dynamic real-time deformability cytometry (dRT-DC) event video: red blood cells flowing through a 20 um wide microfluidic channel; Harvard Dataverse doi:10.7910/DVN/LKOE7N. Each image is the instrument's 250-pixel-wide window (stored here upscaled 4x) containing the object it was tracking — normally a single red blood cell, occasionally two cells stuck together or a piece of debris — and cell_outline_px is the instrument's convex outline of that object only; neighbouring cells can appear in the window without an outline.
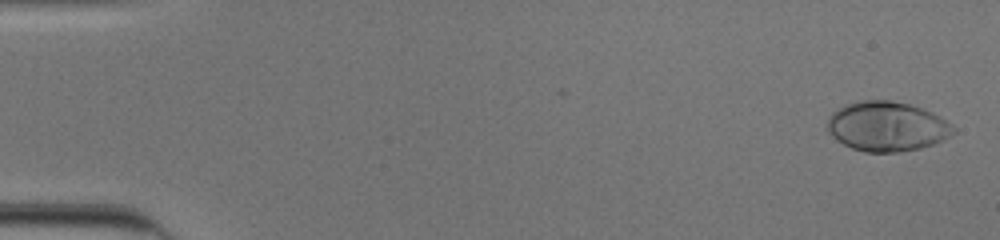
{"species": "human", "species_latin": "Homo sapiens", "temperature_condition": "cold", "stored_images_in_passage": 53, "camera_frame_rate_fps": 3000, "um_per_image_px": 0.085, "donor": {"sex": "male"}, "frame": {"image": 1, "passage_image": 2, "time_ms": 0.333, "image_size_px": [1000, 240], "cell_outline_px": [[956, 132], [952, 136], [932, 144], [920, 148], [896, 152], [864, 152], [852, 148], [836, 140], [828, 132], [828, 120], [832, 112], [848, 104], [860, 100], [892, 100], [908, 104], [932, 112], [940, 116], [952, 124], [956, 128]], "centroid_in_image_um": [75.41, 10.75], "position_along_channel_um": 9.6, "area_um2": 36.47}}
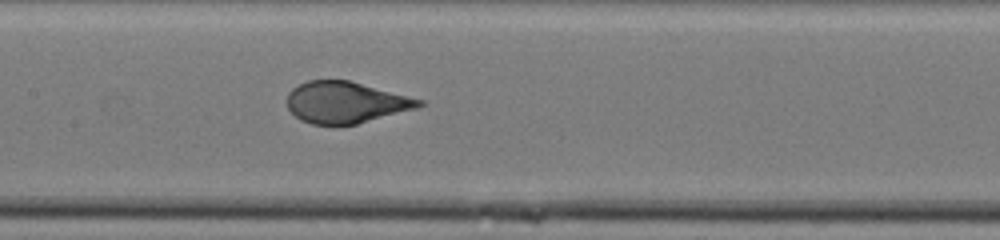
{"frame": {"image": 2, "passage_image": 27, "time_ms": 8.667, "image_size_px": [1000, 240], "cell_outline_px": [[424, 104], [416, 108], [356, 124], [312, 124], [300, 120], [288, 108], [288, 92], [292, 88], [308, 80], [348, 80], [424, 100]], "centroid_in_image_um": [29.37, 8.69], "position_along_channel_um": 178.0, "area_um2": 31.44}}
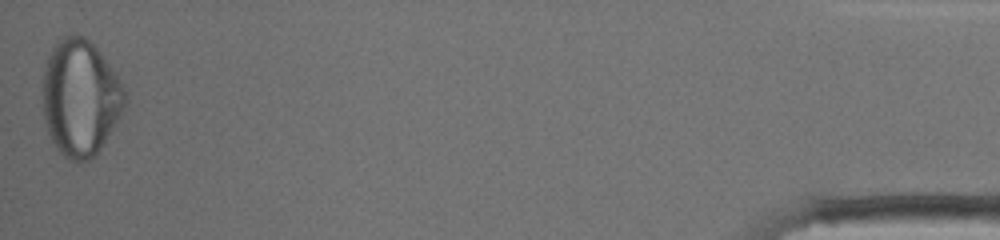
{"frame": {"image": 3, "passage_image": 53, "time_ms": 17.333, "image_size_px": [1000, 240], "cell_outline_px": [[128, 100], [120, 116], [96, 156], [80, 164], [76, 164], [68, 160], [56, 148], [48, 132], [44, 116], [44, 68], [48, 56], [52, 48], [60, 36], [76, 32], [84, 36], [100, 52], [116, 72], [124, 88]], "centroid_in_image_um": [6.85, 8.31], "position_along_channel_um": 428.4, "area_um2": 56.24}, "authors_computed_cell_mechanics": {"area_um2": 34.102, "velocity_mm_per_s": 3.901, "shape_relaxation_time_tau1_ms": 5.8574, "shape_relaxation_time_tau2_ms": null, "deformation_change_tau1": 0.2578, "deformation_change_tau2": null}}